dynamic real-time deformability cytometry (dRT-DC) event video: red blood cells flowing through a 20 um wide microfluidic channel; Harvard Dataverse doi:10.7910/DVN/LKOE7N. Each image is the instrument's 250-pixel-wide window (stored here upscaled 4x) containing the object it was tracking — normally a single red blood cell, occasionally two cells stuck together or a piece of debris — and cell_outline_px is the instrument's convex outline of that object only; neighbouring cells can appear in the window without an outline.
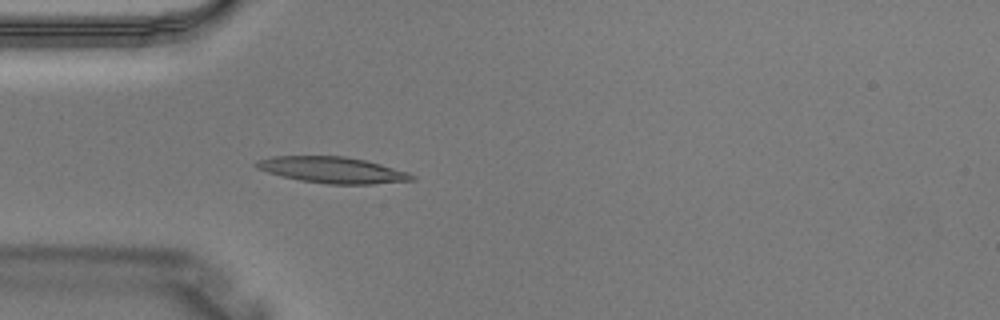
{"species": "Egyptian fruit bat (a non-hibernating species)", "species_latin": "Rousettus aegyptiacus", "temperature_condition": "warm", "stored_images_in_passage": 2, "camera_frame_rate_fps": 3000, "um_per_image_px": 0.085, "animal": {"sex": "male"}, "frame": {"image": 1, "passage_image": 2, "time_ms": 0.333, "image_size_px": [1000, 320], "cell_outline_px": [[416, 180], [372, 184], [328, 184], [300, 180], [268, 172], [256, 168], [252, 164], [256, 160], [272, 156], [344, 156], [364, 160], [380, 164], [408, 172], [416, 176]], "centroid_in_image_um": [28.25, 14.44], "position_along_channel_um": 56.8, "area_um2": 23.7}}